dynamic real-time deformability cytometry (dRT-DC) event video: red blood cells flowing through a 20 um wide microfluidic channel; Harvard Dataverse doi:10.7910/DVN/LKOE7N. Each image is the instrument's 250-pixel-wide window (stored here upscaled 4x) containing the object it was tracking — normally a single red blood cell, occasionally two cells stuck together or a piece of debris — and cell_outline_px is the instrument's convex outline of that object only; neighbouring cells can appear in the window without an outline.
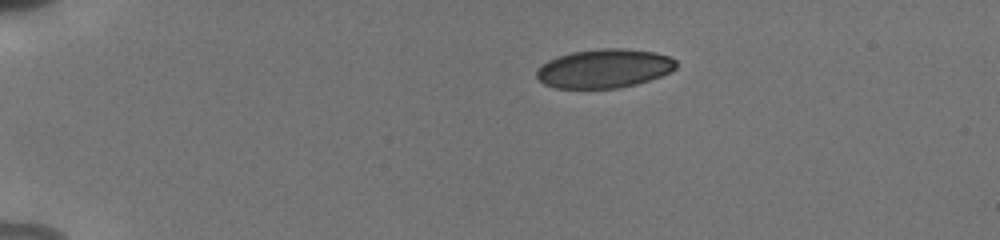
{"species": "human", "species_latin": "Homo sapiens", "temperature_condition": "cold", "stored_images_in_passage": 16, "camera_frame_rate_fps": 3000, "um_per_image_px": 0.085, "donor": {"sex": "male"}, "frame": {"image": 1, "passage_image": 1, "time_ms": 0.0, "image_size_px": [1000, 240], "cell_outline_px": [[676, 68], [660, 76], [636, 84], [616, 88], [556, 88], [544, 84], [536, 76], [536, 72], [548, 60], [572, 52], [600, 48], [624, 48], [656, 52], [668, 56], [676, 60]], "centroid_in_image_um": [51.37, 5.81], "position_along_channel_um": 33.6, "area_um2": 31.39}}